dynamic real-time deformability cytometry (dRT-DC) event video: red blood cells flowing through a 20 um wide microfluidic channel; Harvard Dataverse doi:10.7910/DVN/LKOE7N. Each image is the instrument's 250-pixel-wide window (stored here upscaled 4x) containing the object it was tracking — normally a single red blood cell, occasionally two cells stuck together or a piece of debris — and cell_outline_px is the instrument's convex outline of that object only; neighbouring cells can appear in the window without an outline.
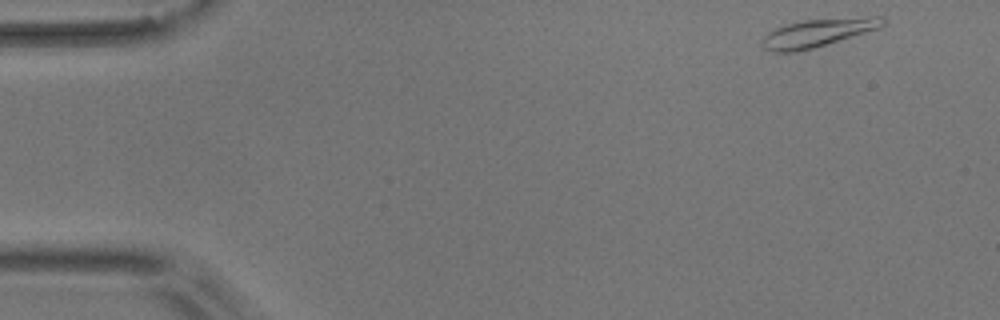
{"species": "common noctule bat (a hibernating species)", "species_latin": "Nyctalus noctula", "temperature_condition": "room temperature", "stored_images_in_passage": 7, "camera_frame_rate_fps": 3000, "um_per_image_px": 0.085, "animal": {"sex": "male", "body_mass_g": 17.9}, "frame": {"image": 1, "passage_image": 1, "time_ms": 0.0, "image_size_px": [1000, 320], "cell_outline_px": [[884, 24], [880, 28], [812, 48], [796, 52], [772, 52], [764, 48], [760, 44], [764, 36], [768, 32], [784, 24], [804, 20], [868, 16], [884, 16]], "centroid_in_image_um": [69.49, 2.78], "position_along_channel_um": 15.5, "area_um2": 19.71}}
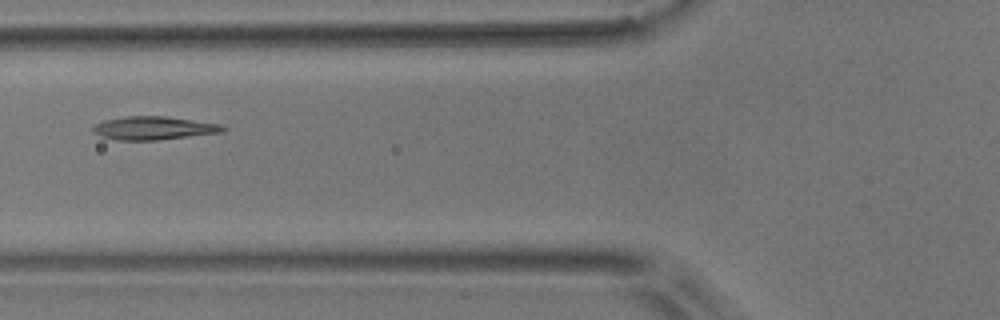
{"frame": {"image": 2, "passage_image": 6, "time_ms": 5.667, "image_size_px": [1000, 320], "cell_outline_px": [[228, 128], [224, 132], [156, 140], [116, 140], [100, 136], [92, 132], [92, 128], [96, 124], [104, 120], [128, 116], [164, 116], [220, 124]], "centroid_in_image_um": [13.05, 10.89], "position_along_channel_um": 112.7, "area_um2": 17.57}}
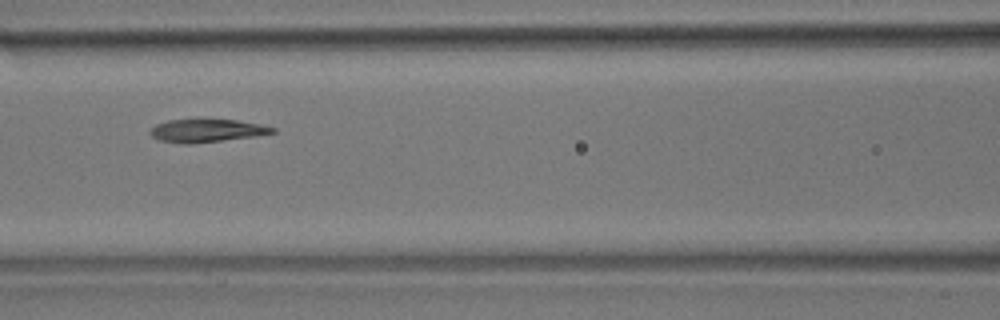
{"frame": {"image": 3, "passage_image": 7, "time_ms": 6.667, "image_size_px": [1000, 320], "cell_outline_px": [[276, 132], [256, 136], [188, 144], [160, 140], [152, 136], [148, 132], [156, 124], [168, 120], [236, 120], [276, 128]], "centroid_in_image_um": [17.55, 11.11], "position_along_channel_um": 149.0, "area_um2": 15.95}}